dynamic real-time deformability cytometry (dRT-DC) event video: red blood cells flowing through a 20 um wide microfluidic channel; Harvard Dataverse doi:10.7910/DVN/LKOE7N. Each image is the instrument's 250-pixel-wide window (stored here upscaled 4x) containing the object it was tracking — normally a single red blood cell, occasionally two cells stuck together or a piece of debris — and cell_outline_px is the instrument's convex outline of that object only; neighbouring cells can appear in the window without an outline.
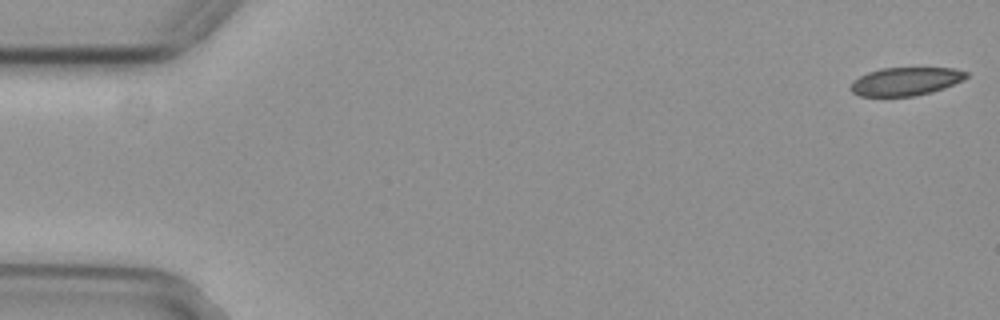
{"species": "common noctule bat (a hibernating species)", "species_latin": "Nyctalus noctula", "temperature_condition": "cold", "stored_images_in_passage": 29, "camera_frame_rate_fps": 3000, "um_per_image_px": 0.085, "animal": {"sex": "female", "body_mass_g": 29.2, "forearm_length_mm": 56.3}, "frame": {"image": 1, "passage_image": 1, "time_ms": 0.0, "image_size_px": [1000, 320], "cell_outline_px": [[968, 76], [964, 80], [928, 92], [912, 96], [860, 96], [852, 92], [848, 88], [852, 80], [868, 72], [880, 68], [952, 68], [968, 72]], "centroid_in_image_um": [76.91, 6.91], "position_along_channel_um": 8.1, "area_um2": 18.84}}
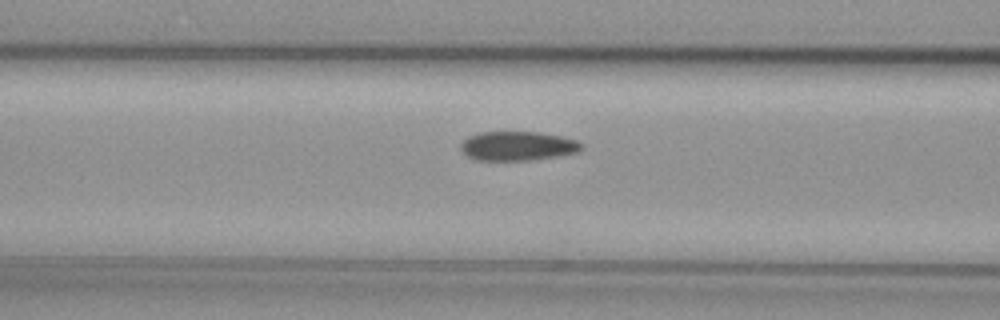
{"frame": {"image": 2, "passage_image": 22, "time_ms": 7.0, "image_size_px": [1000, 320], "cell_outline_px": [[584, 148], [576, 152], [556, 156], [528, 160], [476, 160], [468, 156], [460, 148], [460, 144], [468, 136], [480, 132], [540, 132], [564, 136], [576, 140], [584, 144]], "centroid_in_image_um": [44.02, 12.39], "position_along_channel_um": 122.6, "area_um2": 20.58}}
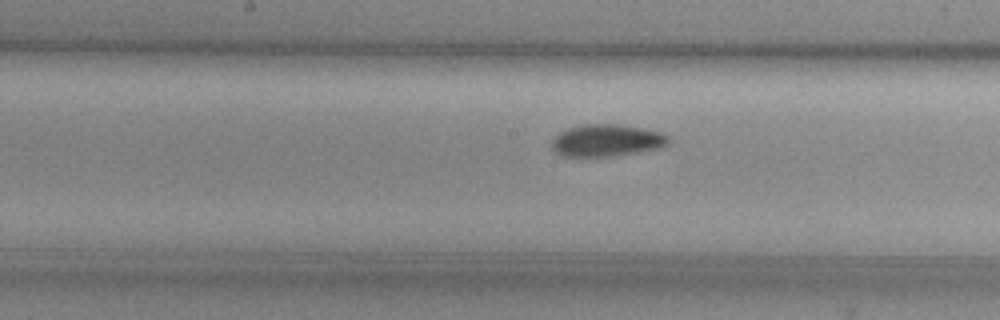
{"frame": {"image": 3, "passage_image": 28, "time_ms": 9.0, "image_size_px": [1000, 320], "cell_outline_px": [[668, 144], [664, 148], [640, 152], [612, 156], [560, 156], [552, 148], [552, 140], [560, 132], [568, 128], [580, 124], [616, 124], [644, 128], [660, 132], [668, 136]], "centroid_in_image_um": [51.59, 11.94], "position_along_channel_um": 196.6, "area_um2": 21.96}}